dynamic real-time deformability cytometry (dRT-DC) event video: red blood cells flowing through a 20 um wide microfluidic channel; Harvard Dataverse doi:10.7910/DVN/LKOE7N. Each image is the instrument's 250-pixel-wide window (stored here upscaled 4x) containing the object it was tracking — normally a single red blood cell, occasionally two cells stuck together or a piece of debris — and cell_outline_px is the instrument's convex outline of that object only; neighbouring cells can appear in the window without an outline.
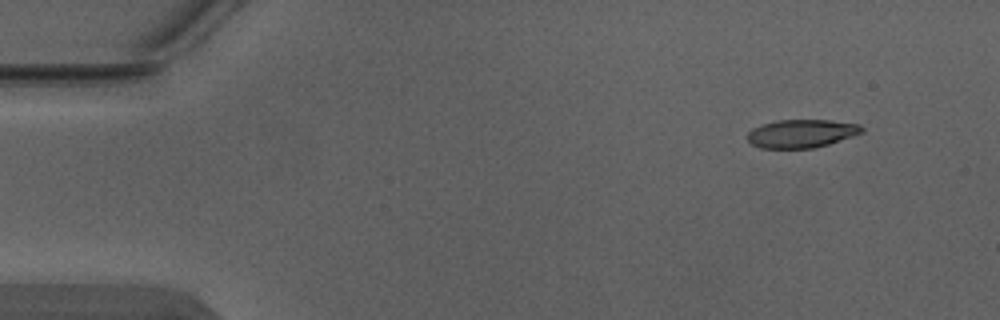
{"species": "Egyptian fruit bat (a non-hibernating species)", "species_latin": "Rousettus aegyptiacus", "temperature_condition": "warm", "stored_images_in_passage": 3, "camera_frame_rate_fps": 3000, "um_per_image_px": 0.085, "animal": {"sex": "male"}, "frame": {"image": 1, "passage_image": 1, "time_ms": 0.0, "image_size_px": [1000, 320], "cell_outline_px": [[864, 132], [828, 144], [812, 148], [760, 148], [752, 144], [748, 140], [748, 132], [752, 128], [776, 120], [832, 120], [860, 124], [864, 128]], "centroid_in_image_um": [68.14, 11.34], "position_along_channel_um": 16.9, "area_um2": 18.79}}